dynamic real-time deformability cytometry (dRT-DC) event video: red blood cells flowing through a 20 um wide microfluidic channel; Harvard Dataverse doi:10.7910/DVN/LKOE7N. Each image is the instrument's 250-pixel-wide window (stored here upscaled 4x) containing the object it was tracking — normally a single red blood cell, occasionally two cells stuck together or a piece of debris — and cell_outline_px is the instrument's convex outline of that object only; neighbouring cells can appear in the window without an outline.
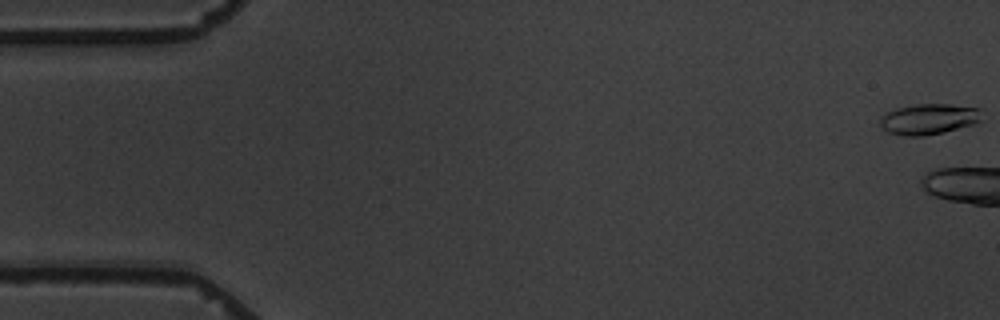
{"species": "common noctule bat (a hibernating species)", "species_latin": "Nyctalus noctula", "temperature_condition": "warm", "stored_images_in_passage": 6, "camera_frame_rate_fps": 3000, "um_per_image_px": 0.085, "animal": {"sex": "male", "body_mass_g": 19.5, "forearm_length_mm": 54.6}, "frame": {"image": 1, "passage_image": 1, "time_ms": 0.0, "image_size_px": [1000, 320], "cell_outline_px": [[980, 120], [976, 124], [944, 132], [924, 136], [900, 136], [888, 132], [880, 124], [880, 116], [896, 108], [916, 104], [948, 104], [976, 108]], "centroid_in_image_um": [78.89, 10.14], "position_along_channel_um": 6.1, "area_um2": 18.03}}
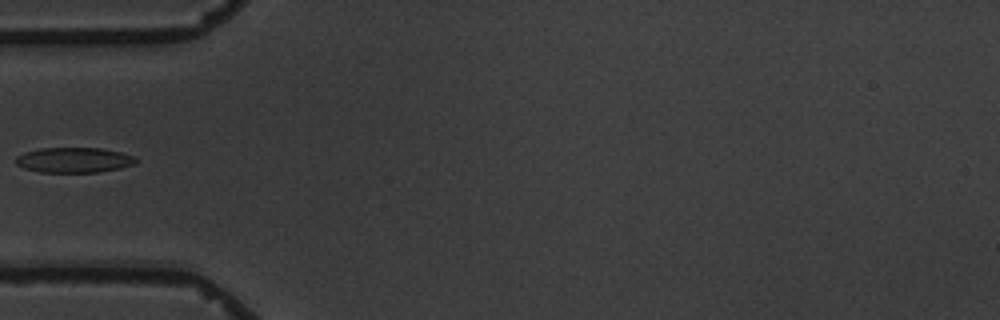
{"frame": {"image": 2, "passage_image": 6, "time_ms": 7.333, "image_size_px": [1000, 320], "cell_outline_px": [[140, 160], [136, 164], [120, 168], [100, 172], [40, 172], [24, 168], [16, 164], [16, 156], [24, 152], [40, 148], [100, 148], [120, 152], [136, 156]], "centroid_in_image_um": [6.33, 13.6], "position_along_channel_um": 78.7, "area_um2": 17.8}}